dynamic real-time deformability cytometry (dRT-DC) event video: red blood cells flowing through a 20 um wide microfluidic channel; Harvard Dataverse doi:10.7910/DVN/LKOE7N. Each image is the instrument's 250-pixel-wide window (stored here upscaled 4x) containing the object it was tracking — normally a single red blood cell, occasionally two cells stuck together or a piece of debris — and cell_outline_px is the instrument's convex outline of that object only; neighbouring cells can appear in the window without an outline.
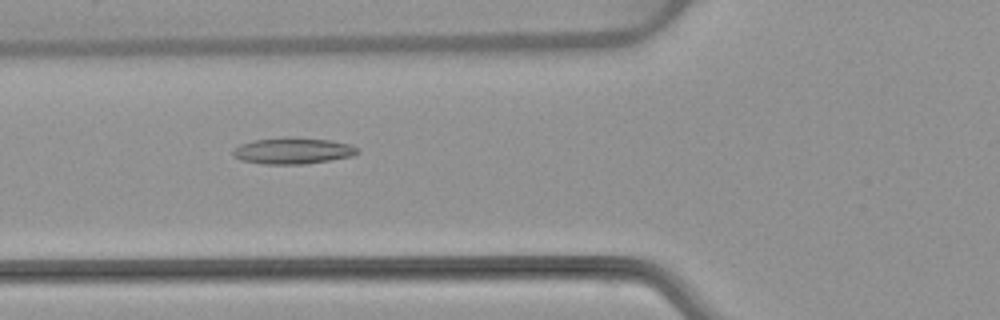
{"species": "common noctule bat (a hibernating species)", "species_latin": "Nyctalus noctula", "temperature_condition": "warm", "stored_images_in_passage": 53, "camera_frame_rate_fps": 3000, "um_per_image_px": 0.085, "animal": {"sex": "female", "body_mass_g": 22.7, "forearm_length_mm": 54.2}, "frame": {"image": 1, "passage_image": 20, "time_ms": 6.333, "image_size_px": [1000, 320], "cell_outline_px": [[360, 152], [352, 156], [304, 164], [264, 164], [240, 160], [232, 156], [232, 152], [240, 144], [252, 140], [284, 136], [292, 136], [332, 140], [352, 144], [360, 148]], "centroid_in_image_um": [24.91, 12.79], "position_along_channel_um": 100.9, "area_um2": 19.54}}
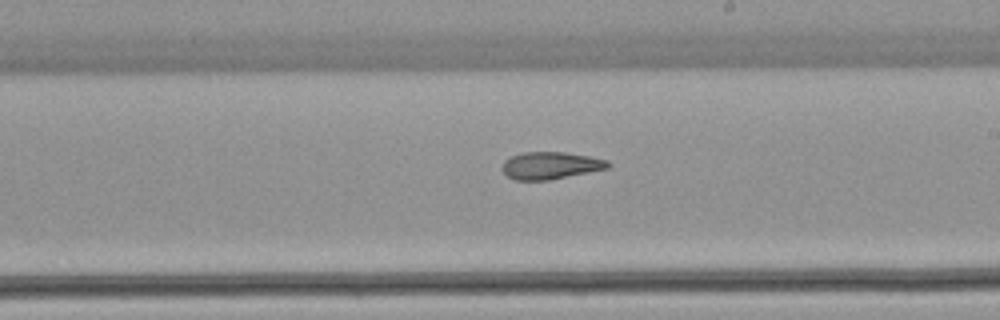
{"frame": {"image": 2, "passage_image": 31, "time_ms": 10.0, "image_size_px": [1000, 320], "cell_outline_px": [[612, 164], [608, 168], [548, 180], [516, 180], [508, 176], [500, 168], [504, 160], [512, 156], [524, 152], [564, 152], [588, 156], [608, 160]], "centroid_in_image_um": [46.78, 14.06], "position_along_channel_um": 242.2, "area_um2": 16.7}}
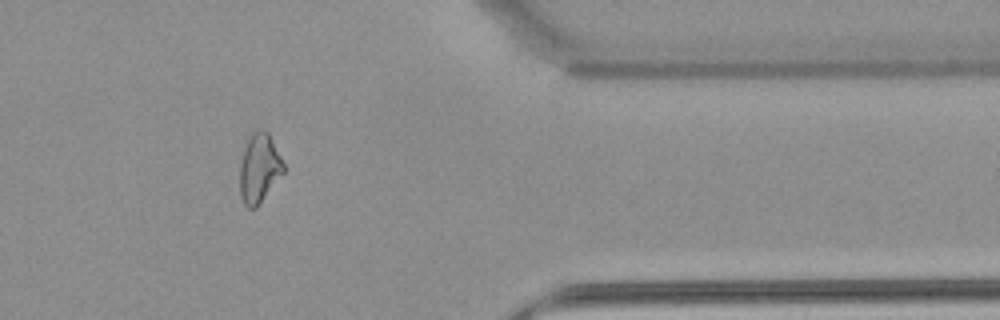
{"frame": {"image": 3, "passage_image": 44, "time_ms": 14.333, "image_size_px": [1000, 320], "cell_outline_px": [[284, 172], [256, 208], [248, 208], [244, 204], [240, 196], [240, 164], [244, 148], [252, 132], [256, 128], [260, 128], [268, 132], [284, 164]], "centroid_in_image_um": [22.02, 14.29], "position_along_channel_um": 389.4, "area_um2": 17.51}, "authors_computed_cell_mechanics": {"area_um2": 18.9584, "velocity_mm_per_s": 3.8549, "shape_relaxation_time_tau1_ms": null, "shape_relaxation_time_tau2_ms": 4.2003, "deformation_change_tau1": null, "deformation_change_tau2": 0.128}}